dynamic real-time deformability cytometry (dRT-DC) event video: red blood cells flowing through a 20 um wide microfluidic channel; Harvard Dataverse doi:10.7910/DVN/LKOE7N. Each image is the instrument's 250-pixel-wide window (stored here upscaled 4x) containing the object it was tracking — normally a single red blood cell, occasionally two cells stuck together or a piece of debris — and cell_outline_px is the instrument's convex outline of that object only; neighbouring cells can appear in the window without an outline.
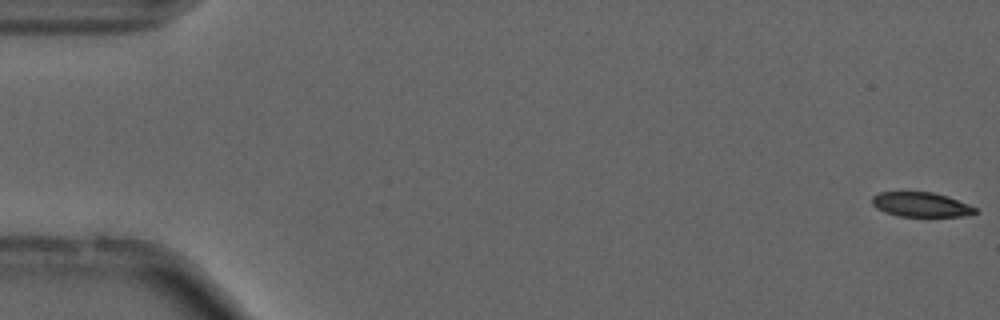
{"species": "common noctule bat (a hibernating species)", "species_latin": "Nyctalus noctula", "temperature_condition": "cold", "stored_images_in_passage": 5, "camera_frame_rate_fps": 3000, "um_per_image_px": 0.085, "animal": {"sex": "male", "forearm_length_mm": 52.5}, "frame": {"image": 1, "passage_image": 1, "time_ms": 0.0, "image_size_px": [1000, 320], "cell_outline_px": [[976, 212], [960, 216], [900, 216], [884, 212], [876, 208], [872, 204], [872, 196], [880, 192], [932, 192], [948, 196], [968, 204], [976, 208]], "centroid_in_image_um": [78.24, 17.38], "position_along_channel_um": 6.8, "area_um2": 14.62}}